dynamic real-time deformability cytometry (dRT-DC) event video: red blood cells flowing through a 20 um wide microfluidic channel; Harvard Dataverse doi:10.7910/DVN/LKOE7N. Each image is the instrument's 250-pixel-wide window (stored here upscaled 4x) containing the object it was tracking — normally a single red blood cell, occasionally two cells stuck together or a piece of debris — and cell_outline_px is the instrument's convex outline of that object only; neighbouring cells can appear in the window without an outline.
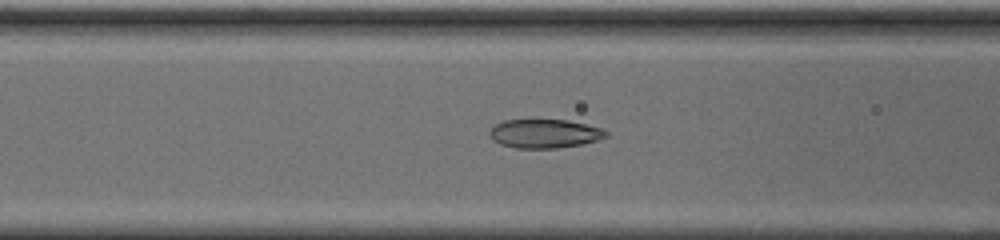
{"species": "common noctule bat (a hibernating species)", "species_latin": "Nyctalus noctula", "temperature_condition": "cold", "stored_images_in_passage": 43, "camera_frame_rate_fps": 3000, "um_per_image_px": 0.085, "animal": {"sex": "male", "body_mass_g": 20.0, "forearm_length_mm": 53.3}, "frame": {"image": 1, "passage_image": 8, "time_ms": 2.333, "image_size_px": [1000, 240], "cell_outline_px": [[608, 136], [596, 140], [580, 144], [556, 148], [516, 148], [500, 144], [492, 140], [488, 132], [496, 124], [504, 120], [568, 120], [600, 128], [608, 132]], "centroid_in_image_um": [46.25, 11.36], "position_along_channel_um": 120.3, "area_um2": 19.36}}
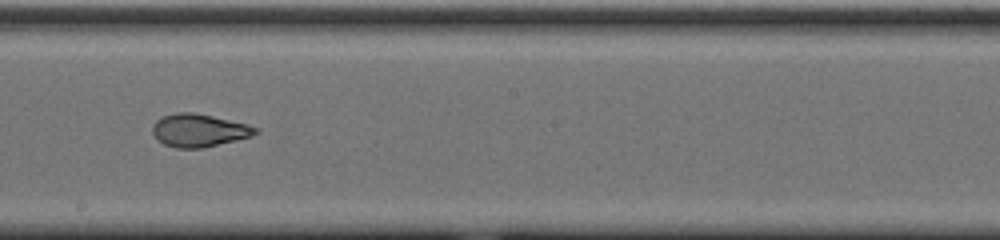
{"frame": {"image": 2, "passage_image": 17, "time_ms": 5.333, "image_size_px": [1000, 240], "cell_outline_px": [[260, 132], [252, 136], [204, 148], [176, 148], [164, 144], [156, 140], [152, 132], [152, 124], [156, 120], [164, 116], [176, 112], [192, 112], [212, 116], [248, 124], [260, 128]], "centroid_in_image_um": [16.92, 11.08], "position_along_channel_um": 231.3, "area_um2": 19.94}}
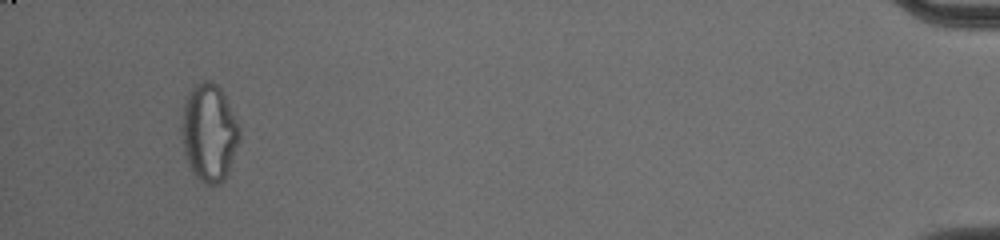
{"frame": {"image": 3, "passage_image": 39, "time_ms": 12.667, "image_size_px": [1000, 240], "cell_outline_px": [[240, 140], [228, 172], [224, 180], [220, 184], [208, 184], [200, 180], [196, 176], [188, 164], [184, 152], [184, 104], [188, 92], [196, 84], [204, 80], [212, 80], [220, 88], [240, 128]], "centroid_in_image_um": [17.81, 11.28], "position_along_channel_um": 417.4, "area_um2": 32.14}, "authors_computed_cell_mechanics": {"area_um2": 20.519, "velocity_mm_per_s": 3.702, "shape_relaxation_time_tau1_ms": null, "shape_relaxation_time_tau2_ms": 1.6889, "deformation_change_tau1": null, "deformation_change_tau2": 0.0759}}